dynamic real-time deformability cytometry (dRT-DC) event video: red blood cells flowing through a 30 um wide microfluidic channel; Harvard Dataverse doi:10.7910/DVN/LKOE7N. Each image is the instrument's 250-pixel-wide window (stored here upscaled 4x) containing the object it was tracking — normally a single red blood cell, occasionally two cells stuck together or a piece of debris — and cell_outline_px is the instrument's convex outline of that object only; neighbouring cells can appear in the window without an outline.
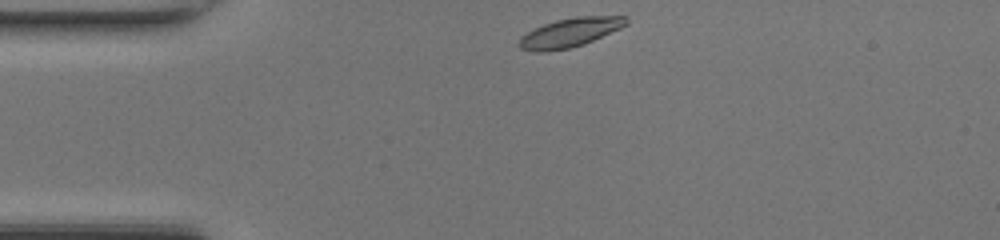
{"species": "common noctule bat (a hibernating species)", "species_latin": "Nyctalus noctula", "temperature_condition": "room temperature", "stored_images_in_passage": 33, "camera_frame_rate_fps": 3000, "um_per_image_px": 0.085, "animal": {"sex": "female", "body_mass_g": 17.0, "forearm_length_mm": 48.0}, "frame": {"image": 1, "passage_image": 1, "time_ms": 0.0, "image_size_px": [1000, 240], "cell_outline_px": [[628, 24], [620, 28], [584, 44], [568, 48], [544, 52], [532, 52], [520, 48], [516, 44], [520, 36], [544, 24], [556, 20], [576, 16], [628, 16]], "centroid_in_image_um": [48.41, 2.77], "position_along_channel_um": 36.6, "area_um2": 18.15}}
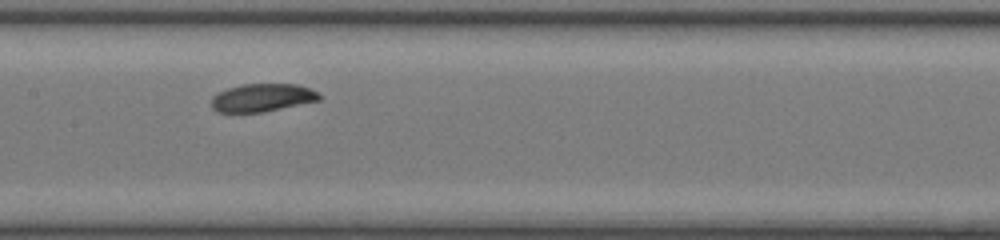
{"frame": {"image": 2, "passage_image": 14, "time_ms": 4.333, "image_size_px": [1000, 240], "cell_outline_px": [[320, 100], [260, 112], [216, 112], [212, 108], [212, 96], [228, 88], [240, 84], [296, 84], [308, 88], [316, 92], [320, 96]], "centroid_in_image_um": [22.25, 8.3], "position_along_channel_um": 185.2, "area_um2": 17.28}}
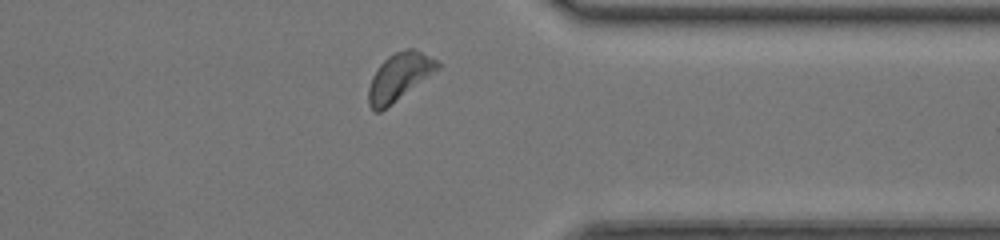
{"frame": {"image": 3, "passage_image": 28, "time_ms": 9.0, "image_size_px": [1000, 240], "cell_outline_px": [[440, 68], [380, 112], [376, 112], [368, 104], [368, 88], [372, 76], [380, 64], [388, 56], [396, 52], [408, 48], [416, 48], [436, 60], [440, 64]], "centroid_in_image_um": [33.92, 6.51], "position_along_channel_um": 377.5, "area_um2": 18.79}, "authors_computed_cell_mechanics": {"area_um2": 17.9758, "velocity_mm_per_s": 4.2883, "shape_relaxation_time_tau1_ms": 1.9413, "shape_relaxation_time_tau2_ms": null, "deformation_change_tau1": 0.0949, "deformation_change_tau2": null}}